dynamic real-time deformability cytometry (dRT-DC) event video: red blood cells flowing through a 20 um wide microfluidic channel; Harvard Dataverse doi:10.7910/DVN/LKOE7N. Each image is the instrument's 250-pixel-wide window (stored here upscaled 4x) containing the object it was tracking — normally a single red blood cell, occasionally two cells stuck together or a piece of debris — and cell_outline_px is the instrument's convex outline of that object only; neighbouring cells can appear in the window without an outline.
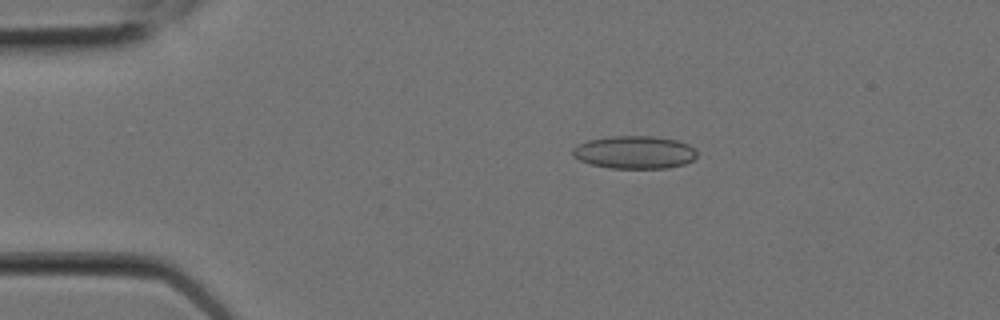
{"species": "Egyptian fruit bat (a non-hibernating species)", "species_latin": "Rousettus aegyptiacus", "temperature_condition": "room temperature", "stored_images_in_passage": 6, "camera_frame_rate_fps": 3000, "um_per_image_px": 0.085, "animal": {"sex": "female"}, "frame": {"image": 1, "passage_image": 4, "time_ms": 1.0, "image_size_px": [1000, 320], "cell_outline_px": [[696, 156], [692, 160], [684, 164], [668, 168], [612, 168], [592, 164], [580, 160], [572, 156], [572, 148], [576, 144], [588, 140], [612, 136], [652, 136], [676, 140], [688, 144], [696, 152]], "centroid_in_image_um": [53.9, 12.94], "position_along_channel_um": 31.1, "area_um2": 23.7}}